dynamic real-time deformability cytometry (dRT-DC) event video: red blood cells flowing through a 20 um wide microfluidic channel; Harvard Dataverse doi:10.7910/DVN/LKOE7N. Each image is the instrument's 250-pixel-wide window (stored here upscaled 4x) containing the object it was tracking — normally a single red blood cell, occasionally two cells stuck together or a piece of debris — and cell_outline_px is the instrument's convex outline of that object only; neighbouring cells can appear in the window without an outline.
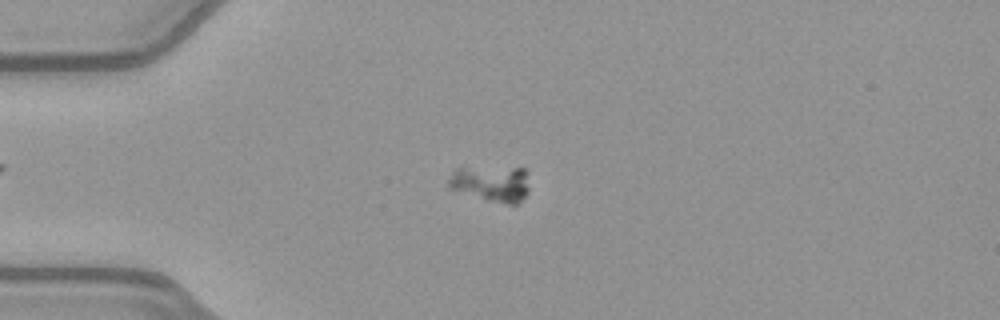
{"species": "common noctule bat (a hibernating species)", "species_latin": "Nyctalus noctula", "temperature_condition": "warm", "stored_images_in_passage": 52, "camera_frame_rate_fps": 3000, "um_per_image_px": 0.085, "animal": {"sex": "female", "body_mass_g": 21.9}, "frame": {"image": 1, "passage_image": 13, "time_ms": 4.0, "image_size_px": [1000, 320], "cell_outline_px": [[528, 192], [516, 204], [508, 204], [488, 200], [448, 188], [448, 176], [456, 168], [464, 164], [524, 168], [528, 188]], "centroid_in_image_um": [41.67, 15.52], "position_along_channel_um": 43.3, "area_um2": 17.57}}
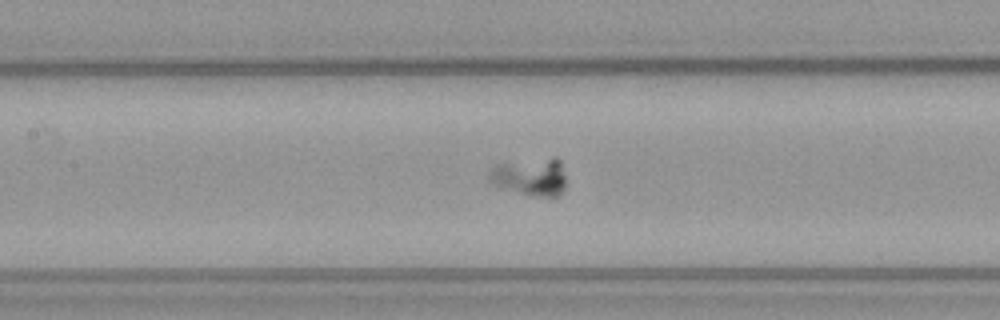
{"frame": {"image": 2, "passage_image": 24, "time_ms": 7.667, "image_size_px": [1000, 320], "cell_outline_px": [[564, 188], [556, 196], [540, 196], [520, 192], [492, 184], [488, 180], [488, 172], [496, 164], [552, 156], [556, 156], [560, 160], [564, 176]], "centroid_in_image_um": [45.07, 14.98], "position_along_channel_um": 162.3, "area_um2": 16.7}}
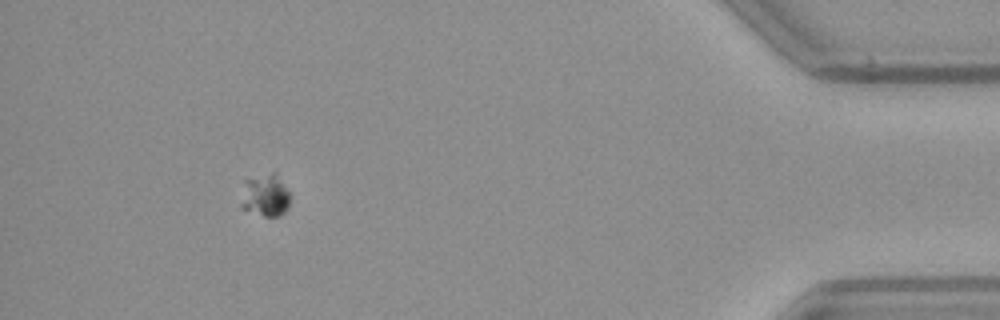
{"frame": {"image": 3, "passage_image": 48, "time_ms": 15.667, "image_size_px": [1000, 320], "cell_outline_px": [[292, 196], [288, 208], [280, 216], [264, 216], [240, 208], [240, 204], [244, 180], [272, 172], [276, 172]], "centroid_in_image_um": [22.57, 16.61], "position_along_channel_um": 412.6, "area_um2": 12.43}}